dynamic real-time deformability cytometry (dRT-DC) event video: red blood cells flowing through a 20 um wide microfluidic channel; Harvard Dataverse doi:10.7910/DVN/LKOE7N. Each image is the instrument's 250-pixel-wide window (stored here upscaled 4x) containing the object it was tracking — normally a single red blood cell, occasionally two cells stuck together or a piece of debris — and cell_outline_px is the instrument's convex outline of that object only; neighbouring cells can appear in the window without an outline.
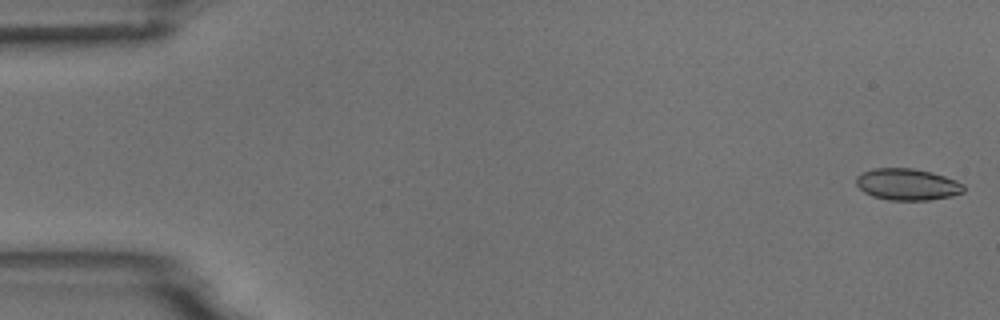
{"species": "common noctule bat (a hibernating species)", "species_latin": "Nyctalus noctula", "temperature_condition": "room temperature", "stored_images_in_passage": 5, "camera_frame_rate_fps": 3000, "um_per_image_px": 0.085, "animal": {"sex": "male", "body_mass_g": 18.8}, "frame": {"image": 1, "passage_image": 1, "time_ms": 0.0, "image_size_px": [1000, 320], "cell_outline_px": [[964, 192], [952, 196], [928, 200], [888, 200], [872, 196], [864, 192], [856, 184], [856, 176], [864, 172], [876, 168], [912, 168], [932, 172], [956, 180], [964, 184]], "centroid_in_image_um": [77.14, 15.68], "position_along_channel_um": 7.9, "area_um2": 19.83}}
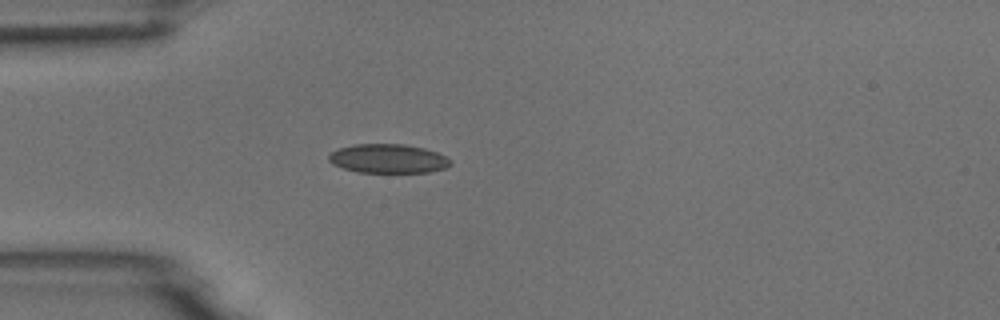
{"frame": {"image": 2, "passage_image": 5, "time_ms": 4.667, "image_size_px": [1000, 320], "cell_outline_px": [[452, 164], [444, 168], [428, 172], [356, 172], [332, 164], [328, 160], [328, 156], [332, 152], [340, 148], [356, 144], [404, 144], [424, 148], [436, 152], [452, 160]], "centroid_in_image_um": [32.99, 13.48], "position_along_channel_um": 52.0, "area_um2": 20.46}}